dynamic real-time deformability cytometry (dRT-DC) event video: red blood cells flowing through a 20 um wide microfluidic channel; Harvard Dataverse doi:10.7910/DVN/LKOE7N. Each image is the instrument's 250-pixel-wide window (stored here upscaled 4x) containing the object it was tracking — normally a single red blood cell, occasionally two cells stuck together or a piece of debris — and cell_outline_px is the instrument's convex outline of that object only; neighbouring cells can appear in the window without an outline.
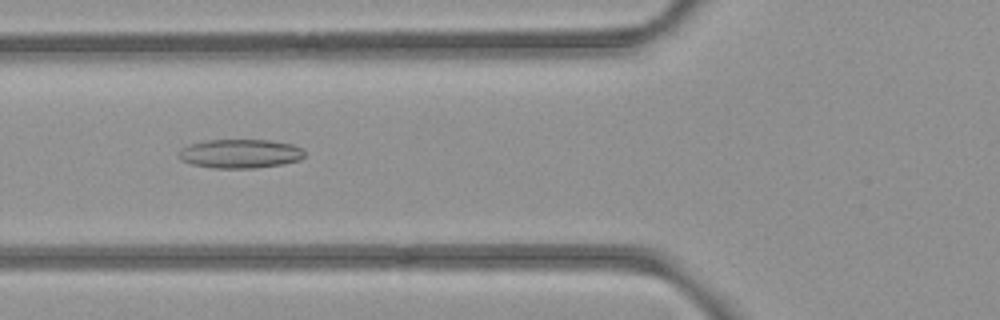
{"species": "common noctule bat (a hibernating species)", "species_latin": "Nyctalus noctula", "temperature_condition": "room temperature", "stored_images_in_passage": 51, "camera_frame_rate_fps": 3000, "um_per_image_px": 0.085, "animal": {"sex": "female", "body_mass_g": 21.9}, "frame": {"image": 1, "passage_image": 19, "time_ms": 6.0, "image_size_px": [1000, 320], "cell_outline_px": [[304, 156], [300, 160], [280, 164], [256, 168], [212, 168], [192, 164], [180, 160], [176, 156], [180, 148], [188, 144], [204, 140], [268, 140], [292, 144], [304, 148]], "centroid_in_image_um": [20.36, 13.05], "position_along_channel_um": 105.4, "area_um2": 21.5}}
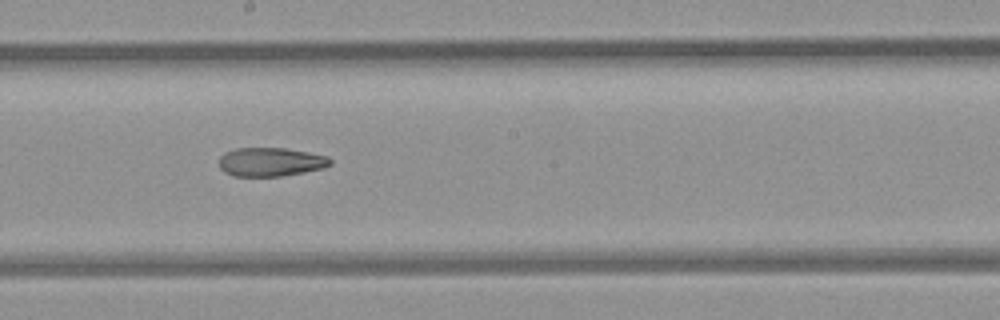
{"frame": {"image": 2, "passage_image": 28, "time_ms": 9.0, "image_size_px": [1000, 320], "cell_outline_px": [[332, 164], [324, 168], [304, 172], [280, 176], [232, 176], [224, 172], [220, 168], [220, 156], [224, 152], [236, 148], [288, 148], [328, 156], [332, 160]], "centroid_in_image_um": [23.01, 13.76], "position_along_channel_um": 225.2, "area_um2": 18.79}}
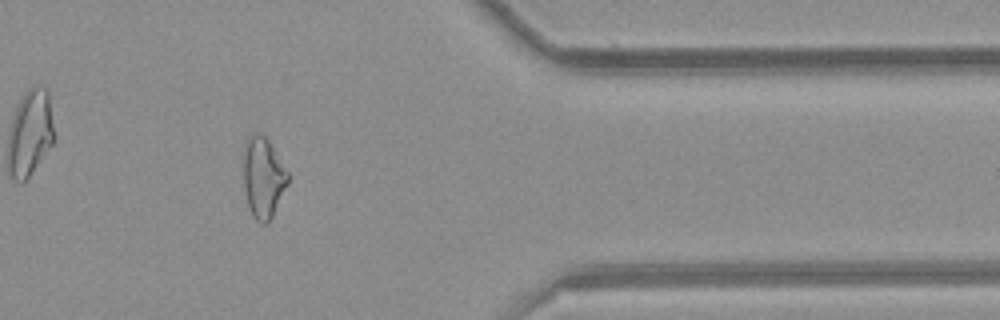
{"frame": {"image": 3, "passage_image": 42, "time_ms": 13.667, "image_size_px": [1000, 320], "cell_outline_px": [[288, 184], [268, 224], [260, 224], [252, 216], [248, 204], [244, 188], [244, 144], [252, 132], [260, 132], [268, 140], [288, 172]], "centroid_in_image_um": [22.36, 15.09], "position_along_channel_um": 389.0, "area_um2": 20.87}, "authors_computed_cell_mechanics": {"area_um2": 21.964, "velocity_mm_per_s": 3.9678, "shape_relaxation_time_tau1_ms": null, "shape_relaxation_time_tau2_ms": 7.6214, "deformation_change_tau1": null, "deformation_change_tau2": 0.1662}}